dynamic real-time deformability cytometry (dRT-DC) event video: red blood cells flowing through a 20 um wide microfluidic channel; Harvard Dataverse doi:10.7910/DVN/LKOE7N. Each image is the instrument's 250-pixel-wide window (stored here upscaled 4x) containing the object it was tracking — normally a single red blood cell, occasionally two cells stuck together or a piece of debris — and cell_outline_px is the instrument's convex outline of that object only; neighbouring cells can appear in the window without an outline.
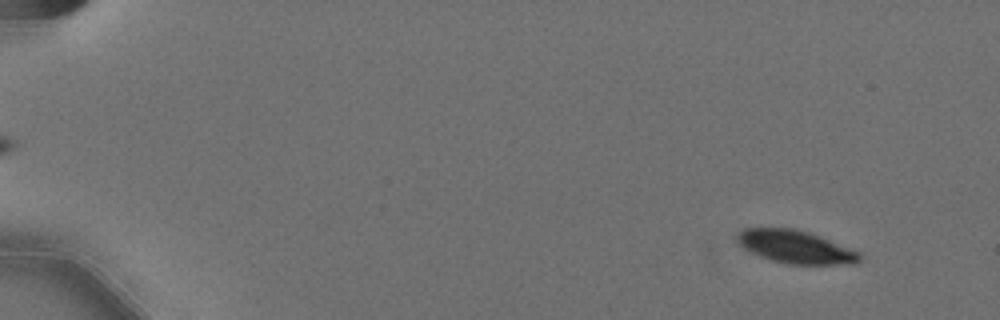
{"species": "Egyptian fruit bat (a non-hibernating species)", "species_latin": "Rousettus aegyptiacus", "temperature_condition": "cold", "stored_images_in_passage": 16, "camera_frame_rate_fps": 3000, "um_per_image_px": 0.085, "animal": {"sex": "female"}, "frame": {"image": 1, "passage_image": 5, "time_ms": 1.333, "image_size_px": [1000, 320], "cell_outline_px": [[860, 260], [856, 264], [788, 264], [768, 260], [744, 248], [736, 240], [736, 236], [744, 228], [796, 228], [820, 236], [860, 252]], "centroid_in_image_um": [67.62, 20.99], "position_along_channel_um": 17.4, "area_um2": 23.47}}